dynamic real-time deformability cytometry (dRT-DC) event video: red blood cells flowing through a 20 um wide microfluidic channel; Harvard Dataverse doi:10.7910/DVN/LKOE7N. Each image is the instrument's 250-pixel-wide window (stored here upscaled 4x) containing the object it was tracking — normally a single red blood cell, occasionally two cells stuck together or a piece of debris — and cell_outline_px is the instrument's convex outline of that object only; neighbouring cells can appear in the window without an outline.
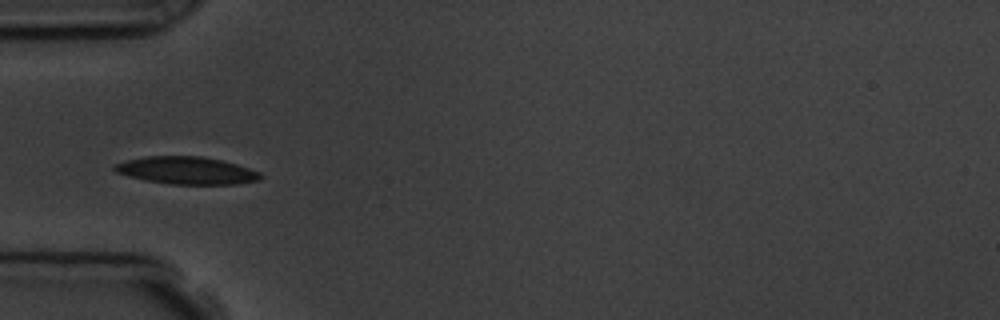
{"species": "common noctule bat (a hibernating species)", "species_latin": "Nyctalus noctula", "temperature_condition": "room temperature", "stored_images_in_passage": 6, "camera_frame_rate_fps": 3000, "um_per_image_px": 0.085, "animal": {"sex": "male", "body_mass_g": 19.5, "forearm_length_mm": 54.6}, "frame": {"image": 1, "passage_image": 4, "time_ms": 4.333, "image_size_px": [1000, 320], "cell_outline_px": [[264, 176], [260, 180], [236, 184], [168, 184], [144, 180], [128, 176], [116, 172], [112, 168], [112, 164], [144, 156], [200, 156], [220, 160], [236, 164], [260, 172]], "centroid_in_image_um": [15.84, 14.49], "position_along_channel_um": 69.2, "area_um2": 23.41}}